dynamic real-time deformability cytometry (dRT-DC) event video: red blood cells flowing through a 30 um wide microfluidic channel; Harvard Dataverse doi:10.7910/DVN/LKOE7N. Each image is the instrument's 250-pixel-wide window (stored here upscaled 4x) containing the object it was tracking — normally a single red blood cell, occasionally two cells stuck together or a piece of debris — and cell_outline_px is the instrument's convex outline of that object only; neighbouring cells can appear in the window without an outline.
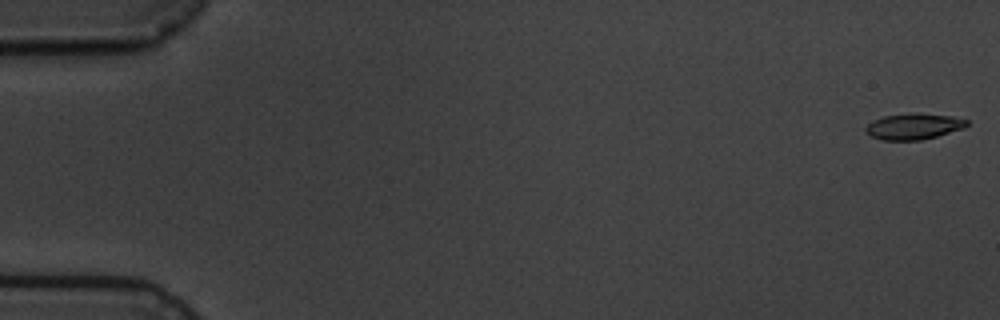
{"species": "common noctule bat (a hibernating species)", "species_latin": "Nyctalus noctula", "temperature_condition": "cold", "stored_images_in_passage": 6, "camera_frame_rate_fps": 3000, "um_per_image_px": 0.085, "animal": {"sex": "male", "body_mass_g": 19.5, "forearm_length_mm": 54.6}, "frame": {"image": 1, "passage_image": 1, "time_ms": 0.0, "image_size_px": [1000, 320], "cell_outline_px": [[968, 124], [964, 128], [936, 136], [920, 140], [880, 140], [872, 136], [864, 128], [872, 120], [884, 116], [912, 112], [952, 116], [968, 120]], "centroid_in_image_um": [77.66, 10.73], "position_along_channel_um": 7.3, "area_um2": 15.32}}